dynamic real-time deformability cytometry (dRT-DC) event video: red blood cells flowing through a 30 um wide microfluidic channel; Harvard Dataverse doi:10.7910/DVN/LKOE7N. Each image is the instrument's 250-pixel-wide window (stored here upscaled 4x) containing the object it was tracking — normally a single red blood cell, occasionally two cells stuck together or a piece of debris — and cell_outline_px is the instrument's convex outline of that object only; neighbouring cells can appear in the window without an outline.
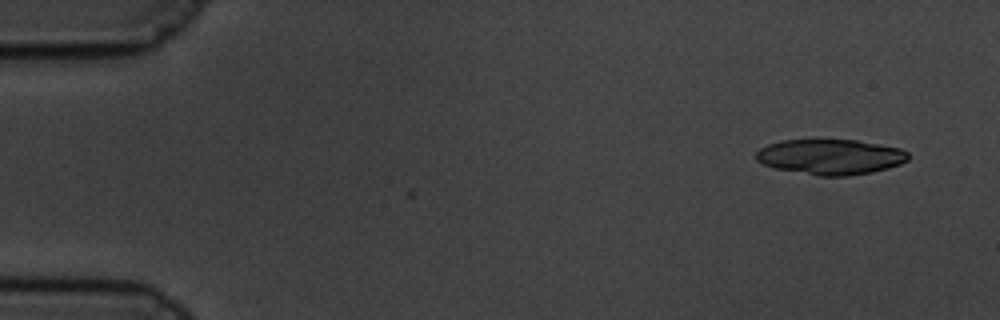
{"species": "common noctule bat (a hibernating species)", "species_latin": "Nyctalus noctula", "temperature_condition": "cold", "stored_images_in_passage": 2, "camera_frame_rate_fps": 3000, "um_per_image_px": 0.085, "animal": {"sex": "male", "body_mass_g": 19.5, "forearm_length_mm": 54.6}, "frame": {"image": 1, "passage_image": 2, "time_ms": 0.333, "image_size_px": [1000, 320], "cell_outline_px": [[908, 160], [900, 164], [888, 168], [872, 172], [848, 176], [820, 176], [772, 168], [756, 160], [756, 152], [760, 148], [768, 144], [780, 140], [856, 140], [880, 144], [900, 148], [908, 152]], "centroid_in_image_um": [70.58, 13.33], "position_along_channel_um": 14.4, "area_um2": 31.44}}